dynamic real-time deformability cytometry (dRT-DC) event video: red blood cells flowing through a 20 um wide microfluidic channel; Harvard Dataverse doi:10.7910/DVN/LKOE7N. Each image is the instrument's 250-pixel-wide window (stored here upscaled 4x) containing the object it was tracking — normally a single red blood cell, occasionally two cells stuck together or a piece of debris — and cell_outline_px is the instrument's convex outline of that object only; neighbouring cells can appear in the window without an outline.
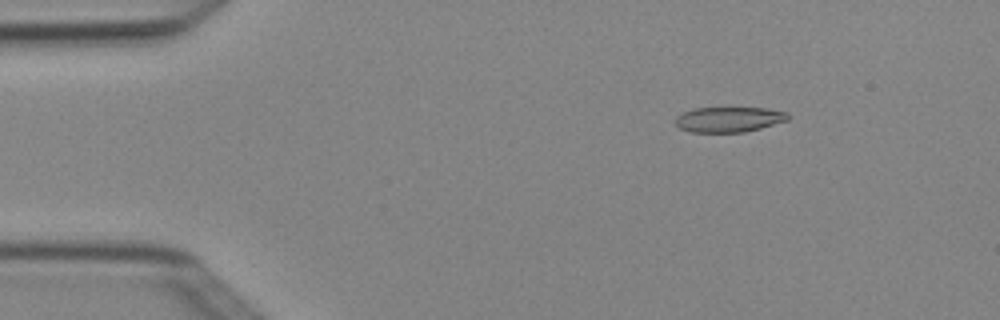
{"species": "Egyptian fruit bat (a non-hibernating species)", "species_latin": "Rousettus aegyptiacus", "temperature_condition": "cold", "stored_images_in_passage": 4, "camera_frame_rate_fps": 3000, "um_per_image_px": 0.085, "animal": {"sex": "female"}, "frame": {"image": 1, "passage_image": 2, "time_ms": 0.333, "image_size_px": [1000, 320], "cell_outline_px": [[788, 120], [760, 128], [744, 132], [688, 132], [680, 128], [676, 124], [676, 116], [684, 112], [696, 108], [768, 108], [788, 112]], "centroid_in_image_um": [61.96, 10.15], "position_along_channel_um": 23.0, "area_um2": 16.47}}
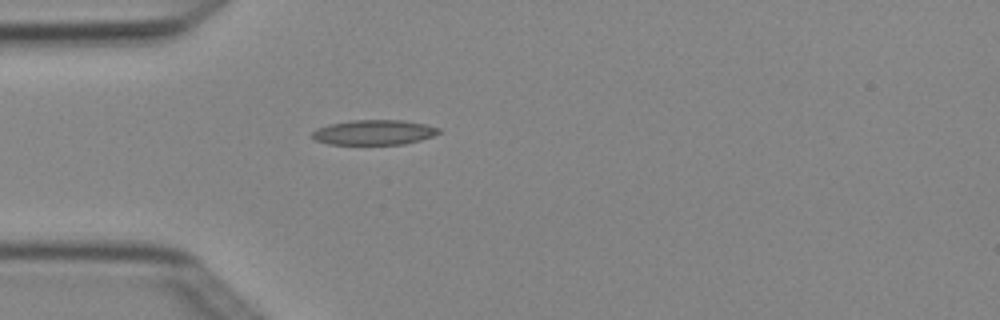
{"frame": {"image": 2, "passage_image": 4, "time_ms": 1.0, "image_size_px": [1000, 320], "cell_outline_px": [[440, 132], [432, 136], [420, 140], [404, 144], [328, 144], [316, 140], [312, 136], [312, 132], [316, 128], [328, 124], [352, 120], [404, 120], [424, 124], [440, 128]], "centroid_in_image_um": [31.77, 11.24], "position_along_channel_um": 53.2, "area_um2": 18.38}}